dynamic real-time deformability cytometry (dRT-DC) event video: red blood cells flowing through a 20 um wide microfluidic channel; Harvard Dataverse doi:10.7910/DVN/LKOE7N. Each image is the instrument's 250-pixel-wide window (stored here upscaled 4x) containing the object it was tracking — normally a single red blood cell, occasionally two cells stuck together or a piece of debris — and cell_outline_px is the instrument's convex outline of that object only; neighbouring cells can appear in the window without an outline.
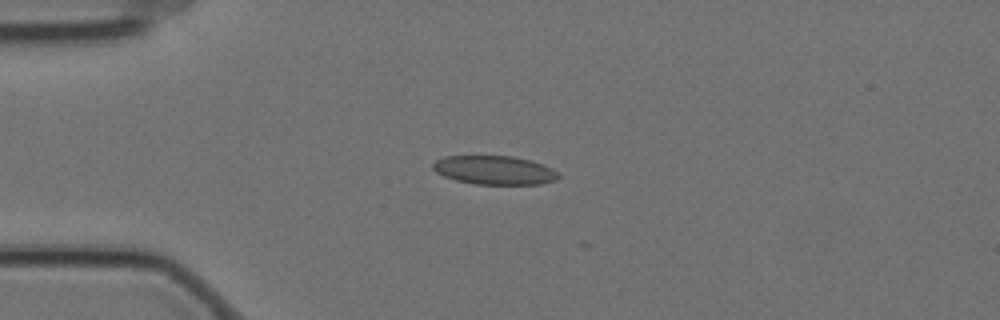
{"species": "Egyptian fruit bat (a non-hibernating species)", "species_latin": "Rousettus aegyptiacus", "temperature_condition": "cold", "stored_images_in_passage": 2, "camera_frame_rate_fps": 3000, "um_per_image_px": 0.085, "animal": {"sex": "female"}, "frame": {"image": 1, "passage_image": 1, "time_ms": 0.0, "image_size_px": [1000, 320], "cell_outline_px": [[560, 176], [556, 180], [540, 184], [476, 184], [456, 180], [444, 176], [436, 172], [432, 168], [432, 164], [436, 160], [444, 156], [512, 156], [544, 164], [552, 168]], "centroid_in_image_um": [42.02, 14.46], "position_along_channel_um": 43.0, "area_um2": 20.98}}